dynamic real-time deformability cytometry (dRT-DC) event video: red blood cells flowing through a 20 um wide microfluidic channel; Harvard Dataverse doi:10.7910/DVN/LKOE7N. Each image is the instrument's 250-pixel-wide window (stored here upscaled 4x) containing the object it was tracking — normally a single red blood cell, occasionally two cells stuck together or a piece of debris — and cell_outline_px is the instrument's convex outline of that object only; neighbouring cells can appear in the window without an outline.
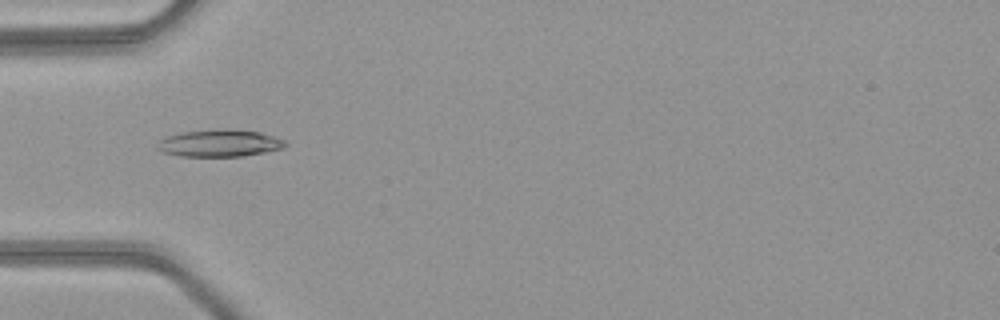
{"species": "common noctule bat (a hibernating species)", "species_latin": "Nyctalus noctula", "temperature_condition": "warm", "stored_images_in_passage": 37, "camera_frame_rate_fps": 3000, "um_per_image_px": 0.085, "animal": {"sex": "female", "body_mass_g": 21.9}, "frame": {"image": 1, "passage_image": 3, "time_ms": 0.667, "image_size_px": [1000, 320], "cell_outline_px": [[288, 144], [284, 148], [264, 152], [240, 156], [180, 156], [164, 152], [156, 148], [156, 144], [160, 140], [168, 136], [180, 132], [228, 128], [260, 132], [284, 140]], "centroid_in_image_um": [18.66, 12.16], "position_along_channel_um": 66.3, "area_um2": 20.17}}
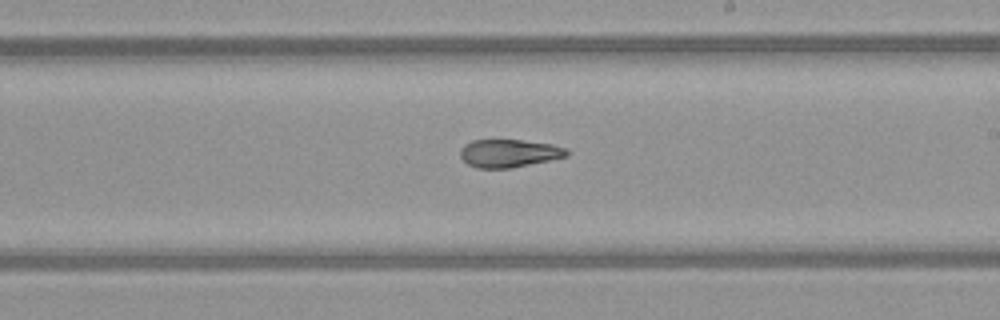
{"frame": {"image": 2, "passage_image": 16, "time_ms": 5.0, "image_size_px": [1000, 320], "cell_outline_px": [[568, 156], [512, 168], [476, 168], [468, 164], [460, 156], [460, 148], [464, 144], [472, 140], [520, 140], [552, 144], [568, 148]], "centroid_in_image_um": [43.26, 13.02], "position_along_channel_um": 245.7, "area_um2": 17.4}}
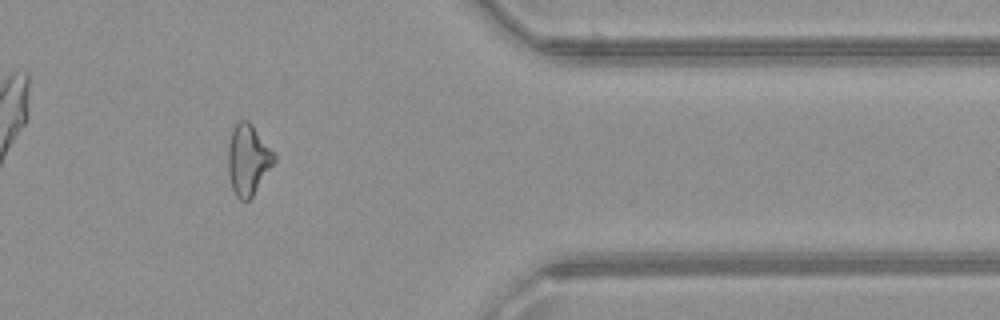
{"frame": {"image": 3, "passage_image": 28, "time_ms": 9.0, "image_size_px": [1000, 320], "cell_outline_px": [[276, 160], [252, 196], [248, 200], [240, 200], [236, 196], [232, 188], [228, 172], [228, 148], [232, 128], [240, 120], [248, 120], [252, 124], [276, 156]], "centroid_in_image_um": [21.07, 13.56], "position_along_channel_um": 390.3, "area_um2": 18.73}, "authors_computed_cell_mechanics": {"area_um2": 18.5538, "velocity_mm_per_s": 4.1296, "shape_relaxation_time_tau1_ms": null, "shape_relaxation_time_tau2_ms": 2.7491, "deformation_change_tau1": null, "deformation_change_tau2": 0.1055}}